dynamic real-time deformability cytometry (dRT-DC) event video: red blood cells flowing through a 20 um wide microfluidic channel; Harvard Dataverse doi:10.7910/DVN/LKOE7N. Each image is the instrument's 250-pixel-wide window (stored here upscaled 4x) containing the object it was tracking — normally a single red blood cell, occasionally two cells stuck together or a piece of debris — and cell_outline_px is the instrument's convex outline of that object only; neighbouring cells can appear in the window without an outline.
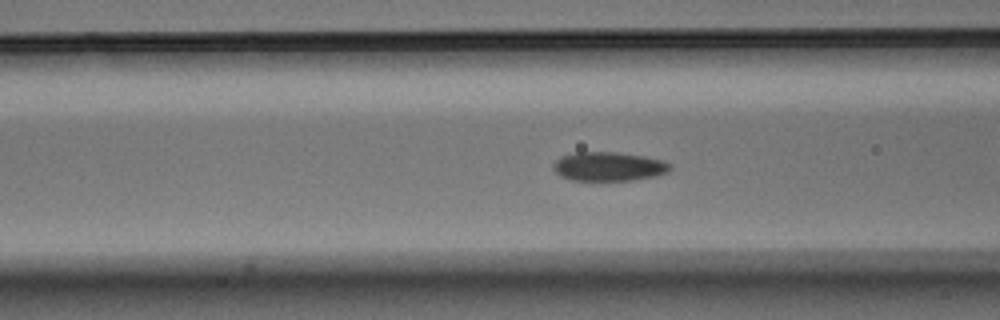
{"species": "Egyptian fruit bat (a non-hibernating species)", "species_latin": "Rousettus aegyptiacus", "temperature_condition": "warm", "stored_images_in_passage": 52, "camera_frame_rate_fps": 3000, "um_per_image_px": 0.085, "animal": {"sex": "male"}, "frame": {"image": 1, "passage_image": 17, "time_ms": 5.333, "image_size_px": [1000, 320], "cell_outline_px": [[672, 168], [668, 172], [656, 176], [632, 180], [572, 180], [560, 176], [552, 168], [552, 164], [560, 156], [576, 152], [616, 152], [644, 156], [664, 160], [672, 164]], "centroid_in_image_um": [51.75, 14.14], "position_along_channel_um": 114.8, "area_um2": 19.94}}
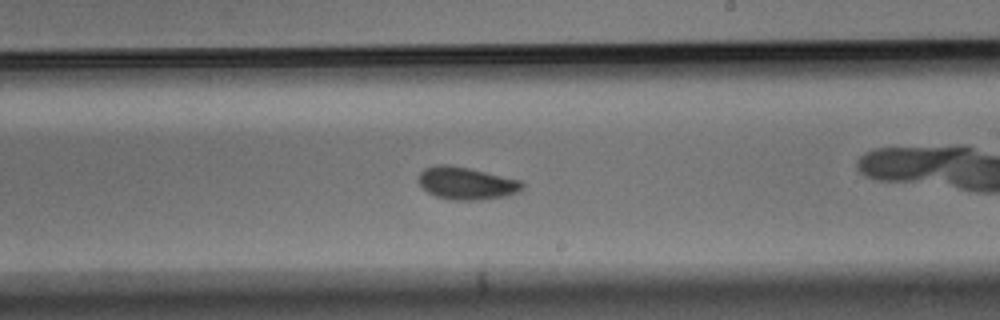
{"frame": {"image": 2, "passage_image": 28, "time_ms": 9.0, "image_size_px": [1000, 320], "cell_outline_px": [[524, 188], [520, 192], [508, 196], [476, 200], [452, 200], [436, 196], [428, 192], [416, 180], [420, 172], [424, 168], [436, 164], [448, 164], [468, 168], [520, 180], [524, 184]], "centroid_in_image_um": [39.64, 15.58], "position_along_channel_um": 249.4, "area_um2": 19.77}}
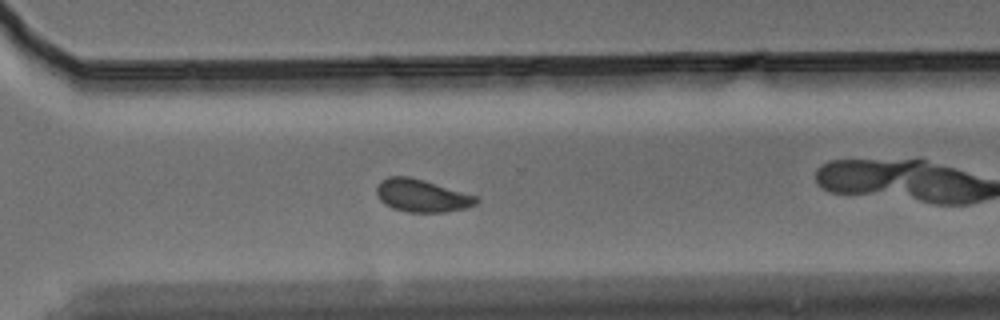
{"frame": {"image": 3, "passage_image": 35, "time_ms": 11.333, "image_size_px": [1000, 320], "cell_outline_px": [[480, 200], [476, 204], [464, 208], [444, 212], [408, 212], [392, 208], [384, 204], [380, 200], [376, 192], [376, 184], [380, 180], [388, 176], [408, 176], [424, 180], [476, 196]], "centroid_in_image_um": [35.8, 16.62], "position_along_channel_um": 334.8, "area_um2": 18.96}, "authors_computed_cell_mechanics": {"area_um2": 19.3341, "velocity_mm_per_s": 3.6595, "shape_relaxation_time_tau1_ms": 2.5986, "shape_relaxation_time_tau2_ms": 1.5238, "deformation_change_tau1": 0.1117, "deformation_change_tau2": 0.0715}}